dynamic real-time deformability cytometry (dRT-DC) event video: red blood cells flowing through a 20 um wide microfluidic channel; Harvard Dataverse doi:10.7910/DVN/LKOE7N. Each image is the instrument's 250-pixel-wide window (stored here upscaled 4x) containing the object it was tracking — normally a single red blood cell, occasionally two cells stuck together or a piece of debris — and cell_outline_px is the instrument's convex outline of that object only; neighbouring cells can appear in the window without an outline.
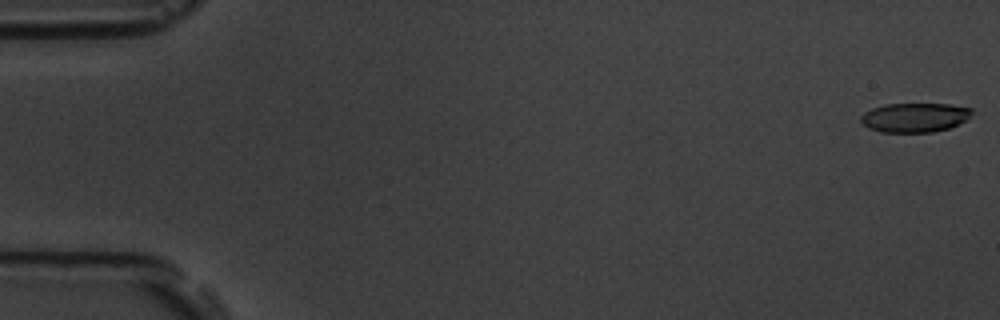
{"species": "common noctule bat (a hibernating species)", "species_latin": "Nyctalus noctula", "temperature_condition": "room temperature", "stored_images_in_passage": 8, "camera_frame_rate_fps": 3000, "um_per_image_px": 0.085, "animal": {"sex": "male", "body_mass_g": 19.5, "forearm_length_mm": 54.6}, "frame": {"image": 1, "passage_image": 1, "time_ms": 0.0, "image_size_px": [1000, 320], "cell_outline_px": [[972, 112], [968, 120], [960, 124], [948, 128], [932, 132], [880, 132], [868, 128], [860, 124], [860, 116], [864, 112], [872, 108], [888, 104], [948, 104], [972, 108]], "centroid_in_image_um": [77.73, 9.99], "position_along_channel_um": 7.3, "area_um2": 19.13}}
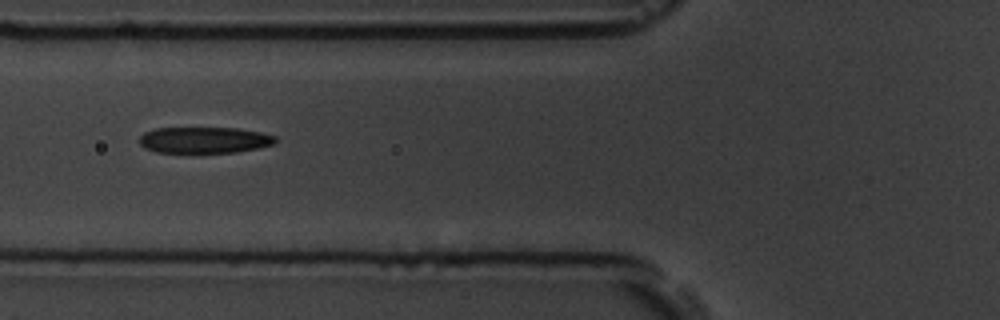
{"frame": {"image": 2, "passage_image": 7, "time_ms": 7.0, "image_size_px": [1000, 320], "cell_outline_px": [[280, 140], [276, 144], [260, 148], [236, 152], [200, 156], [156, 152], [144, 148], [140, 144], [140, 136], [144, 132], [156, 128], [236, 128], [260, 132], [276, 136]], "centroid_in_image_um": [17.39, 11.96], "position_along_channel_um": 108.4, "area_um2": 22.08}}
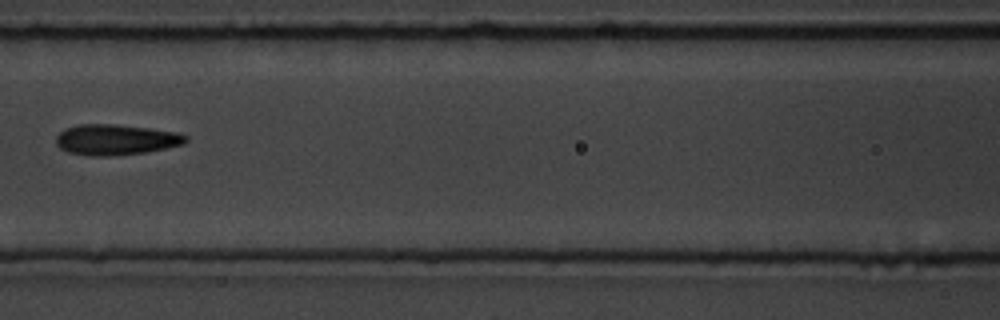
{"frame": {"image": 3, "passage_image": 8, "time_ms": 8.333, "image_size_px": [1000, 320], "cell_outline_px": [[188, 140], [184, 144], [144, 152], [108, 156], [92, 156], [68, 152], [60, 148], [56, 144], [56, 136], [60, 132], [68, 128], [80, 124], [112, 124], [148, 128], [176, 132], [188, 136]], "centroid_in_image_um": [9.84, 11.87], "position_along_channel_um": 156.8, "area_um2": 22.89}}